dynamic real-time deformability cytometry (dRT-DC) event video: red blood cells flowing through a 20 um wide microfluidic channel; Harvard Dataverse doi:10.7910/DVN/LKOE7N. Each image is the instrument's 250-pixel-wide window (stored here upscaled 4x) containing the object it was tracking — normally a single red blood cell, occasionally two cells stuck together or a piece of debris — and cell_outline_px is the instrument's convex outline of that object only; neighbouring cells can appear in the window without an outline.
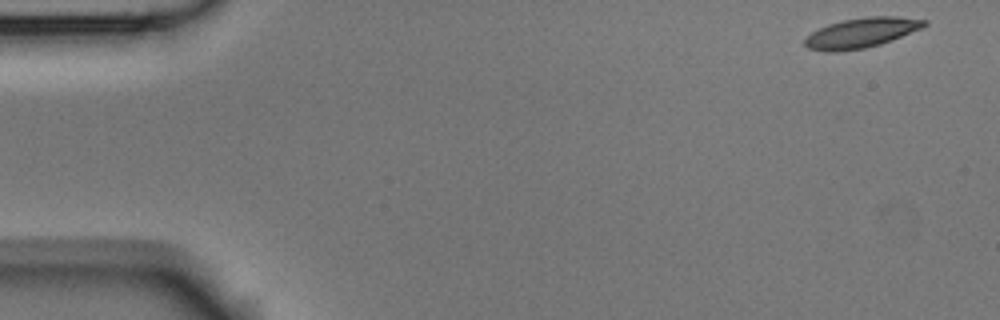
{"species": "Egyptian fruit bat (a non-hibernating species)", "species_latin": "Rousettus aegyptiacus", "temperature_condition": "room temperature", "stored_images_in_passage": 6, "camera_frame_rate_fps": 3000, "um_per_image_px": 0.085, "animal": {"sex": "male"}, "frame": {"image": 1, "passage_image": 1, "time_ms": 0.0, "image_size_px": [1000, 320], "cell_outline_px": [[928, 24], [920, 28], [880, 44], [864, 48], [836, 52], [828, 52], [808, 48], [804, 44], [804, 40], [812, 32], [828, 24], [844, 20], [868, 16], [896, 16], [928, 20]], "centroid_in_image_um": [73.2, 2.78], "position_along_channel_um": 11.8, "area_um2": 20.52}}
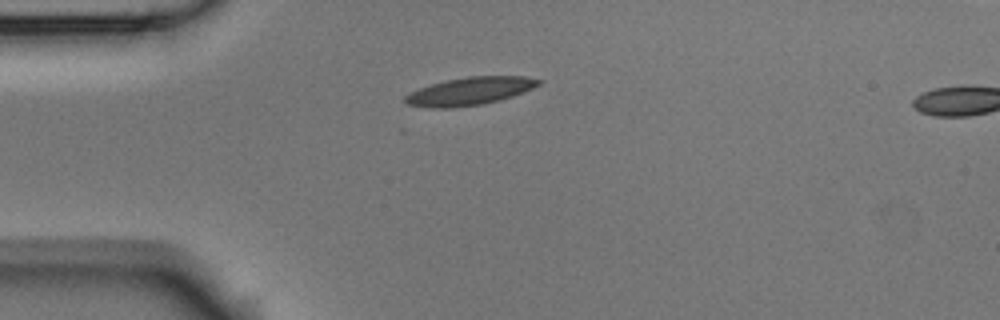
{"frame": {"image": 2, "passage_image": 4, "time_ms": 1.0, "image_size_px": [1000, 320], "cell_outline_px": [[544, 80], [540, 84], [532, 88], [512, 96], [500, 100], [484, 104], [452, 108], [428, 108], [408, 104], [404, 100], [404, 96], [408, 92], [432, 84], [448, 80], [468, 76], [524, 76]], "centroid_in_image_um": [39.93, 7.75], "position_along_channel_um": 45.1, "area_um2": 21.68}}
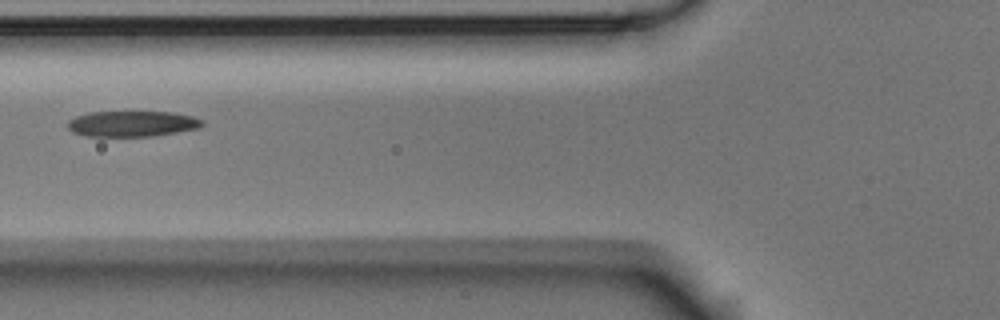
{"frame": {"image": 3, "passage_image": 6, "time_ms": 1.667, "image_size_px": [1000, 320], "cell_outline_px": [[204, 124], [200, 128], [152, 136], [84, 136], [72, 132], [68, 128], [68, 120], [76, 116], [88, 112], [172, 112], [192, 116], [204, 120]], "centroid_in_image_um": [11.23, 10.52], "position_along_channel_um": 114.6, "area_um2": 20.23}}